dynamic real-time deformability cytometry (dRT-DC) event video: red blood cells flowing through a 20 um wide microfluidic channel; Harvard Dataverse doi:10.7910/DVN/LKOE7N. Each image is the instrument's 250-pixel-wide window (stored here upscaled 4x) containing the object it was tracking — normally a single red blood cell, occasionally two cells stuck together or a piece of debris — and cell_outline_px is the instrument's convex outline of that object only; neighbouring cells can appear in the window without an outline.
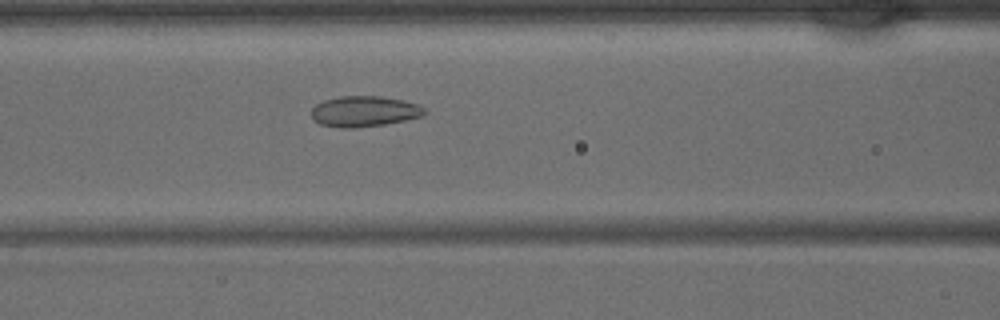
{"species": "common noctule bat (a hibernating species)", "species_latin": "Nyctalus noctula", "temperature_condition": "warm", "stored_images_in_passage": 40, "camera_frame_rate_fps": 3000, "um_per_image_px": 0.085, "animal": {"sex": "male", "body_mass_g": 15.6}, "frame": {"image": 1, "passage_image": 16, "time_ms": 5.0, "image_size_px": [1000, 320], "cell_outline_px": [[428, 112], [424, 116], [384, 124], [356, 128], [344, 128], [320, 124], [312, 120], [312, 108], [316, 104], [324, 100], [340, 96], [380, 96], [404, 100], [416, 104], [424, 108]], "centroid_in_image_um": [30.96, 9.46], "position_along_channel_um": 135.6, "area_um2": 20.29}}
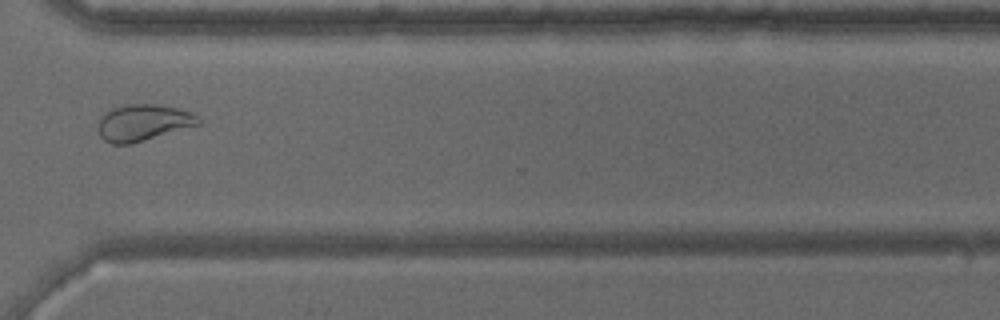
{"frame": {"image": 2, "passage_image": 30, "time_ms": 9.667, "image_size_px": [1000, 320], "cell_outline_px": [[200, 124], [128, 144], [112, 144], [104, 140], [100, 136], [96, 128], [96, 124], [100, 116], [108, 108], [128, 104], [156, 104], [176, 108], [192, 112], [200, 120]], "centroid_in_image_um": [12.07, 10.4], "position_along_channel_um": 358.5, "area_um2": 21.33}}
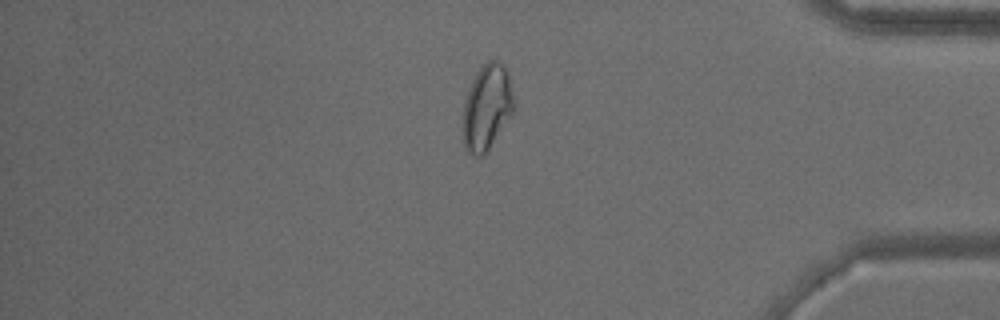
{"frame": {"image": 3, "passage_image": 34, "time_ms": 11.0, "image_size_px": [1000, 320], "cell_outline_px": [[512, 116], [484, 156], [472, 156], [464, 148], [464, 100], [472, 80], [476, 72], [488, 60], [500, 60], [508, 72], [512, 96]], "centroid_in_image_um": [41.38, 9.13], "position_along_channel_um": 393.8, "area_um2": 25.26}}